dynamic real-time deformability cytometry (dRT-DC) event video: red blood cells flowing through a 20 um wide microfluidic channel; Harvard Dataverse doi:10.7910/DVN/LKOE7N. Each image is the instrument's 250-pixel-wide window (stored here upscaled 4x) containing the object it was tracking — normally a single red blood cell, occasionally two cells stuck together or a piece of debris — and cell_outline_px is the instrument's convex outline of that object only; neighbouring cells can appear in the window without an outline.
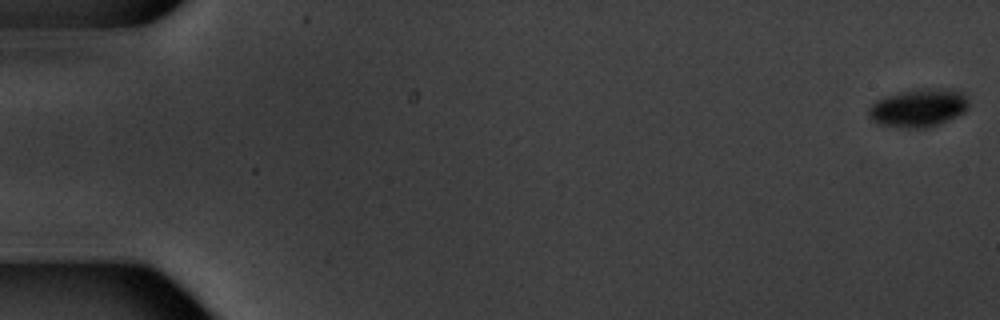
{"species": "common noctule bat (a hibernating species)", "species_latin": "Nyctalus noctula", "temperature_condition": "warm", "stored_images_in_passage": 5, "camera_frame_rate_fps": 3000, "um_per_image_px": 0.085, "animal": {"sex": "male", "body_mass_g": 20.1, "forearm_length_mm": 53.5}, "frame": {"image": 1, "passage_image": 1, "time_ms": 0.0, "image_size_px": [1000, 320], "cell_outline_px": [[968, 108], [964, 112], [940, 124], [928, 128], [904, 128], [880, 124], [872, 120], [868, 116], [868, 108], [876, 100], [900, 92], [920, 88], [948, 88], [964, 92], [968, 100]], "centroid_in_image_um": [78.1, 9.16], "position_along_channel_um": 6.9, "area_um2": 22.43}}
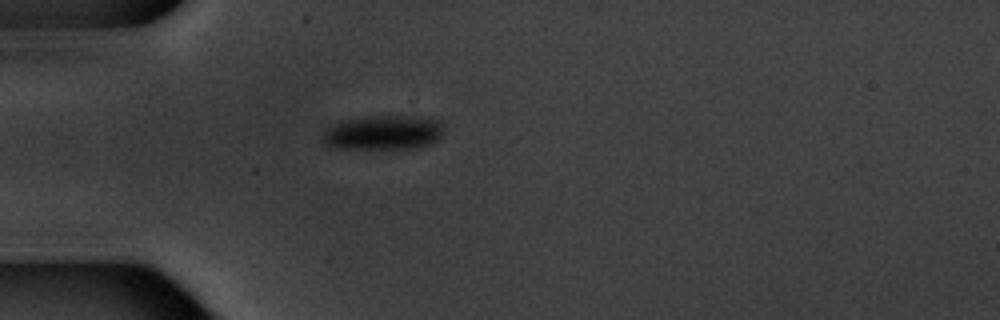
{"frame": {"image": 2, "passage_image": 5, "time_ms": 5.667, "image_size_px": [1000, 320], "cell_outline_px": [[440, 136], [432, 144], [408, 148], [336, 148], [324, 144], [324, 132], [328, 128], [340, 120], [368, 116], [432, 116], [440, 120]], "centroid_in_image_um": [32.59, 11.24], "position_along_channel_um": 52.4, "area_um2": 24.22}}